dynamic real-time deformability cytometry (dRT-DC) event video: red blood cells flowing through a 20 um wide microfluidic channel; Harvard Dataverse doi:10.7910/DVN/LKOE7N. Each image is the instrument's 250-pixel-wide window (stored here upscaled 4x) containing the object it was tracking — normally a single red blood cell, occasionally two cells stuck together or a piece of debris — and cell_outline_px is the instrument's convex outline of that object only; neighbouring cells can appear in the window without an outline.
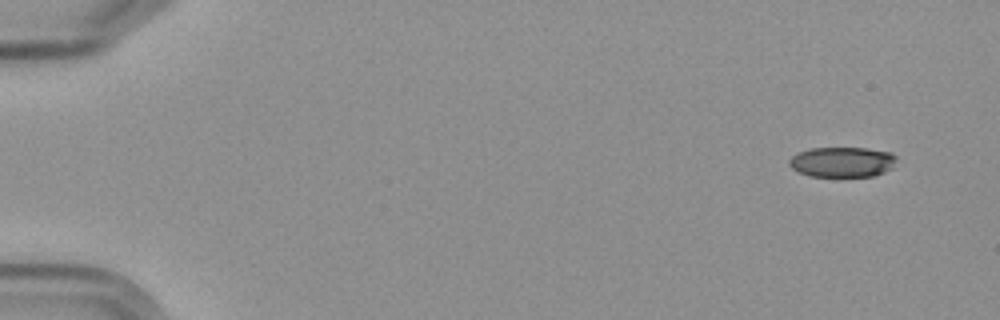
{"species": "Egyptian fruit bat (a non-hibernating species)", "species_latin": "Rousettus aegyptiacus", "temperature_condition": "cold", "stored_images_in_passage": 6, "camera_frame_rate_fps": 3000, "um_per_image_px": 0.085, "frame": {"image": 1, "passage_image": 1, "time_ms": 0.0, "image_size_px": [1000, 320], "cell_outline_px": [[896, 156], [892, 168], [884, 172], [872, 176], [812, 176], [800, 172], [792, 168], [788, 164], [788, 160], [796, 152], [808, 148], [868, 148], [892, 152]], "centroid_in_image_um": [71.57, 13.75], "position_along_channel_um": 13.4, "area_um2": 18.96}}
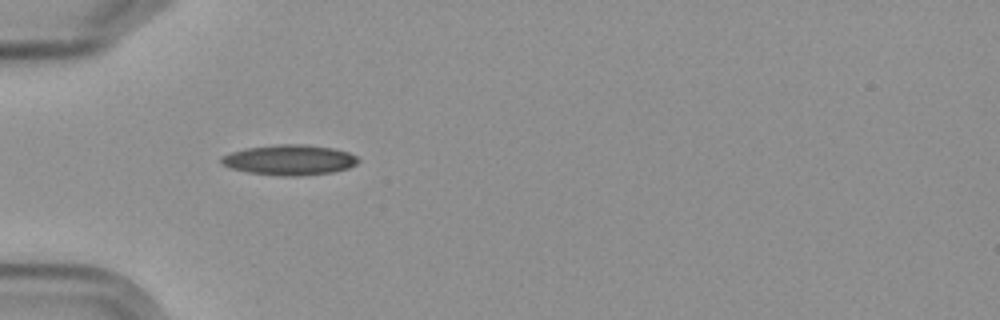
{"frame": {"image": 2, "passage_image": 5, "time_ms": 5.0, "image_size_px": [1000, 320], "cell_outline_px": [[360, 160], [356, 164], [348, 168], [332, 172], [296, 176], [284, 176], [248, 172], [232, 168], [224, 164], [220, 160], [220, 156], [244, 148], [276, 144], [308, 144], [336, 148], [348, 152], [356, 156]], "centroid_in_image_um": [24.63, 13.57], "position_along_channel_um": 60.4, "area_um2": 24.22}}